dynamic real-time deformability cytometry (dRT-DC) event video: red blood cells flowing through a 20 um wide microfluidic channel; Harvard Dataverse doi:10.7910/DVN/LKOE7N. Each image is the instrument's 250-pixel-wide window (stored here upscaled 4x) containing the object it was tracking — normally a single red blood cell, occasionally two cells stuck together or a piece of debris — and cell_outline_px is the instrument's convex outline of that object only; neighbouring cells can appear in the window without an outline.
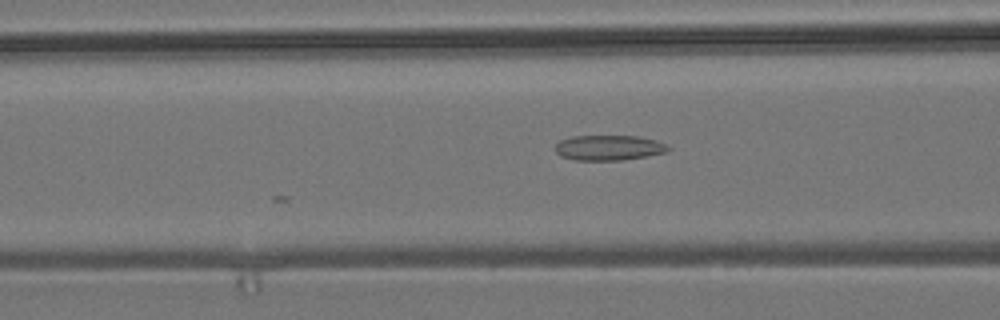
{"species": "common noctule bat (a hibernating species)", "species_latin": "Nyctalus noctula", "temperature_condition": "room temperature", "stored_images_in_passage": 4, "camera_frame_rate_fps": 3000, "um_per_image_px": 0.085, "animal": {"sex": "male", "body_mass_g": 19.2, "forearm_length_mm": 51.8}, "frame": {"image": 1, "passage_image": 4, "time_ms": 1.0, "image_size_px": [1000, 320], "cell_outline_px": [[672, 148], [668, 152], [620, 160], [576, 160], [560, 156], [556, 152], [556, 144], [560, 140], [572, 136], [636, 136], [656, 140], [668, 144]], "centroid_in_image_um": [51.77, 12.55], "position_along_channel_um": 114.8, "area_um2": 16.59}}